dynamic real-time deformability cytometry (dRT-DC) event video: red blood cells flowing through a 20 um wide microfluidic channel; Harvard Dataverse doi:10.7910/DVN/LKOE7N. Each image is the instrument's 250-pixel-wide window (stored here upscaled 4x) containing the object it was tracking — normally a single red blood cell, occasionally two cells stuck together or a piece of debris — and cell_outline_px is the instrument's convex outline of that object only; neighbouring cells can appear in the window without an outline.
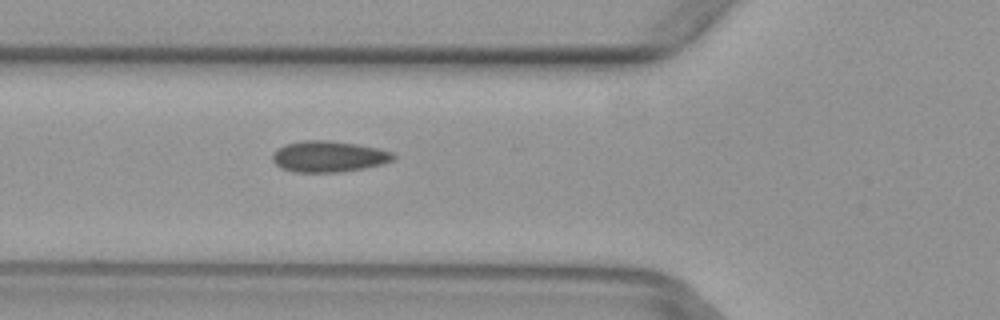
{"species": "common noctule bat (a hibernating species)", "species_latin": "Nyctalus noctula", "temperature_condition": "warm", "stored_images_in_passage": 2, "camera_frame_rate_fps": 3000, "um_per_image_px": 0.085, "animal": {"sex": "female", "body_mass_g": 29.2, "forearm_length_mm": 56.3}, "frame": {"image": 1, "passage_image": 2, "time_ms": 0.333, "image_size_px": [1000, 320], "cell_outline_px": [[396, 160], [364, 168], [340, 172], [292, 172], [280, 168], [272, 160], [272, 156], [284, 144], [304, 140], [328, 140], [356, 144], [380, 148], [392, 152], [396, 156]], "centroid_in_image_um": [27.96, 13.3], "position_along_channel_um": 97.8, "area_um2": 21.96}}